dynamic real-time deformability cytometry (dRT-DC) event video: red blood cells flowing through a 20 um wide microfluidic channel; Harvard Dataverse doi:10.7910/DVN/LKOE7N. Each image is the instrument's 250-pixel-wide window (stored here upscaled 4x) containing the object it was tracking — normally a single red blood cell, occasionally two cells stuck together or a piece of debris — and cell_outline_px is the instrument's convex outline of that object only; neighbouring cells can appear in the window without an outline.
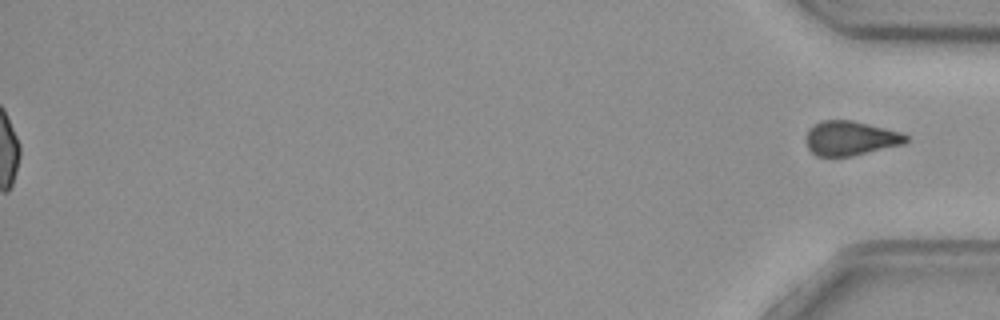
{"species": "common noctule bat (a hibernating species)", "species_latin": "Nyctalus noctula", "temperature_condition": "cold", "stored_images_in_passage": 51, "segment_of_instrument_passage": [2, 2], "camera_frame_rate_fps": 3000, "um_per_image_px": 0.085, "animal": {"sex": "female", "body_mass_g": 29.2, "forearm_length_mm": 56.3}, "frame": {"image": 1, "passage_image": 51, "time_ms": 16.667, "image_size_px": [1000, 320], "cell_outline_px": [[908, 140], [904, 144], [852, 156], [816, 156], [808, 148], [804, 140], [808, 128], [812, 124], [820, 120], [852, 120], [900, 132], [908, 136]], "centroid_in_image_um": [72.23, 11.74], "position_along_channel_um": 363.0, "area_um2": 20.23}}